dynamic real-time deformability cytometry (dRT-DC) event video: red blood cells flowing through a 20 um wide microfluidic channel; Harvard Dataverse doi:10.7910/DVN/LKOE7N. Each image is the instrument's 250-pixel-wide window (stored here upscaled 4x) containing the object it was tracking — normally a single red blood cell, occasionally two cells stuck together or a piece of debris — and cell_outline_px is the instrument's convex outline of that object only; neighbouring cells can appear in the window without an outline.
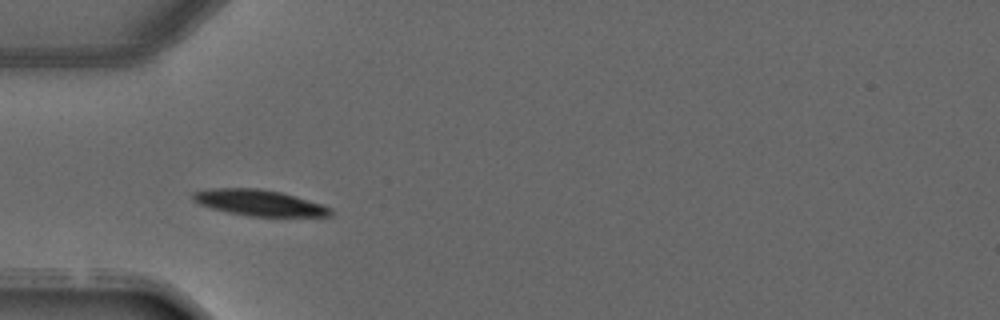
{"species": "common noctule bat (a hibernating species)", "species_latin": "Nyctalus noctula", "temperature_condition": "warm", "stored_images_in_passage": 2, "camera_frame_rate_fps": 3000, "um_per_image_px": 0.085, "animal": {"sex": "male", "forearm_length_mm": 52.5}, "frame": {"image": 1, "passage_image": 1, "time_ms": 0.0, "image_size_px": [1000, 320], "cell_outline_px": [[332, 216], [248, 216], [228, 212], [212, 208], [200, 204], [192, 200], [192, 192], [208, 188], [256, 188], [280, 192], [320, 204], [332, 208]], "centroid_in_image_um": [21.98, 17.23], "position_along_channel_um": 63.0, "area_um2": 20.63}}
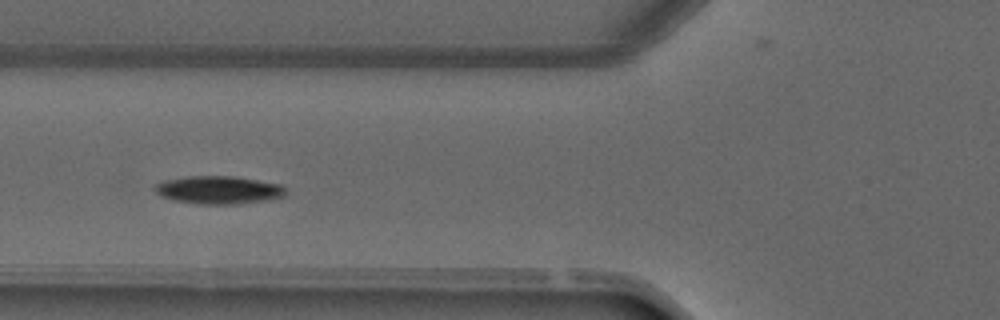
{"frame": {"image": 2, "passage_image": 2, "time_ms": 1.0, "image_size_px": [1000, 320], "cell_outline_px": [[284, 196], [268, 200], [240, 204], [200, 204], [172, 200], [160, 196], [152, 188], [156, 184], [164, 180], [188, 176], [232, 176], [280, 184], [284, 188]], "centroid_in_image_um": [18.53, 16.15], "position_along_channel_um": 107.3, "area_um2": 21.33}}